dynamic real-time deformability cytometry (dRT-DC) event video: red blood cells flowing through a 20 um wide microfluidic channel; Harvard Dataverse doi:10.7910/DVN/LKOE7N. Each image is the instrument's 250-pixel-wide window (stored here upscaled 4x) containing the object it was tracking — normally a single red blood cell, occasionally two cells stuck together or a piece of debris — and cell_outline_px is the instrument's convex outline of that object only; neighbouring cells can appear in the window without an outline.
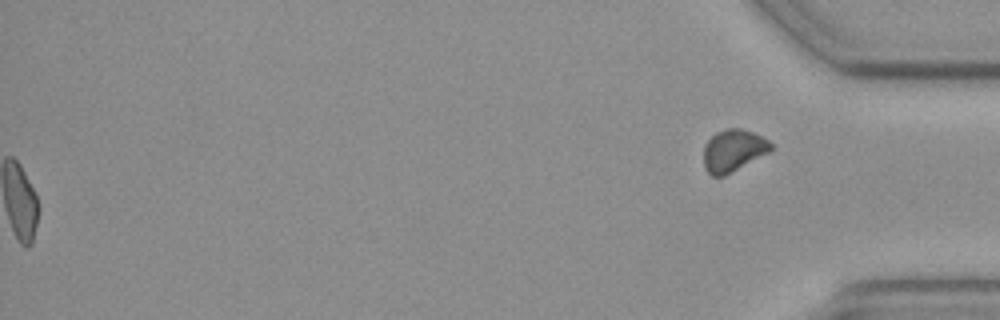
{"species": "common noctule bat (a hibernating species)", "species_latin": "Nyctalus noctula", "temperature_condition": "cold", "stored_images_in_passage": 57, "segment_of_instrument_passage": [2, 2], "camera_frame_rate_fps": 3000, "um_per_image_px": 0.085, "animal": {"sex": "female", "body_mass_g": 19.3, "forearm_length_mm": 54.1}, "frame": {"image": 1, "passage_image": 57, "time_ms": 18.667, "image_size_px": [1000, 320], "cell_outline_px": [[772, 148], [768, 152], [724, 176], [712, 176], [704, 168], [704, 144], [716, 132], [728, 128], [740, 128], [752, 132], [768, 140], [772, 144]], "centroid_in_image_um": [62.29, 12.79], "position_along_channel_um": 372.9, "area_um2": 16.24}}